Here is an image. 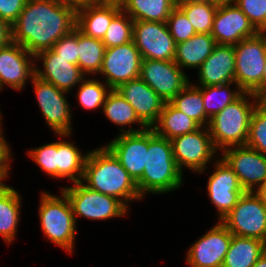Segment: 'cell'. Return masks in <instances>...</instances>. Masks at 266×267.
<instances>
[{
  "instance_id": "obj_1",
  "label": "cell",
  "mask_w": 266,
  "mask_h": 267,
  "mask_svg": "<svg viewBox=\"0 0 266 267\" xmlns=\"http://www.w3.org/2000/svg\"><path fill=\"white\" fill-rule=\"evenodd\" d=\"M76 7L56 0H27L11 26L12 42L35 56L76 27Z\"/></svg>"
},
{
  "instance_id": "obj_52",
  "label": "cell",
  "mask_w": 266,
  "mask_h": 267,
  "mask_svg": "<svg viewBox=\"0 0 266 267\" xmlns=\"http://www.w3.org/2000/svg\"><path fill=\"white\" fill-rule=\"evenodd\" d=\"M122 0H110V3L112 2H117V3H121Z\"/></svg>"
},
{
  "instance_id": "obj_39",
  "label": "cell",
  "mask_w": 266,
  "mask_h": 267,
  "mask_svg": "<svg viewBox=\"0 0 266 267\" xmlns=\"http://www.w3.org/2000/svg\"><path fill=\"white\" fill-rule=\"evenodd\" d=\"M166 23L176 44L187 41L196 34L186 14L179 7L172 10Z\"/></svg>"
},
{
  "instance_id": "obj_13",
  "label": "cell",
  "mask_w": 266,
  "mask_h": 267,
  "mask_svg": "<svg viewBox=\"0 0 266 267\" xmlns=\"http://www.w3.org/2000/svg\"><path fill=\"white\" fill-rule=\"evenodd\" d=\"M221 153L245 192H256L266 183V155L246 145L228 147Z\"/></svg>"
},
{
  "instance_id": "obj_44",
  "label": "cell",
  "mask_w": 266,
  "mask_h": 267,
  "mask_svg": "<svg viewBox=\"0 0 266 267\" xmlns=\"http://www.w3.org/2000/svg\"><path fill=\"white\" fill-rule=\"evenodd\" d=\"M12 41L11 26L0 18V48Z\"/></svg>"
},
{
  "instance_id": "obj_3",
  "label": "cell",
  "mask_w": 266,
  "mask_h": 267,
  "mask_svg": "<svg viewBox=\"0 0 266 267\" xmlns=\"http://www.w3.org/2000/svg\"><path fill=\"white\" fill-rule=\"evenodd\" d=\"M183 175L175 162L171 141L148 128L146 163L142 177L136 182L141 197L178 190L183 185Z\"/></svg>"
},
{
  "instance_id": "obj_34",
  "label": "cell",
  "mask_w": 266,
  "mask_h": 267,
  "mask_svg": "<svg viewBox=\"0 0 266 267\" xmlns=\"http://www.w3.org/2000/svg\"><path fill=\"white\" fill-rule=\"evenodd\" d=\"M79 88V89H78ZM77 88V102L79 106L86 110L102 109L106 96L111 88L102 80L94 78H84Z\"/></svg>"
},
{
  "instance_id": "obj_17",
  "label": "cell",
  "mask_w": 266,
  "mask_h": 267,
  "mask_svg": "<svg viewBox=\"0 0 266 267\" xmlns=\"http://www.w3.org/2000/svg\"><path fill=\"white\" fill-rule=\"evenodd\" d=\"M259 31L233 1H221L216 10L212 37L218 45H236Z\"/></svg>"
},
{
  "instance_id": "obj_6",
  "label": "cell",
  "mask_w": 266,
  "mask_h": 267,
  "mask_svg": "<svg viewBox=\"0 0 266 267\" xmlns=\"http://www.w3.org/2000/svg\"><path fill=\"white\" fill-rule=\"evenodd\" d=\"M65 186L61 191L68 198L76 222L85 217L90 220H109L129 214V208L119 199L92 190L81 181Z\"/></svg>"
},
{
  "instance_id": "obj_41",
  "label": "cell",
  "mask_w": 266,
  "mask_h": 267,
  "mask_svg": "<svg viewBox=\"0 0 266 267\" xmlns=\"http://www.w3.org/2000/svg\"><path fill=\"white\" fill-rule=\"evenodd\" d=\"M59 57L69 60V63L78 65V28L63 36L51 48Z\"/></svg>"
},
{
  "instance_id": "obj_23",
  "label": "cell",
  "mask_w": 266,
  "mask_h": 267,
  "mask_svg": "<svg viewBox=\"0 0 266 267\" xmlns=\"http://www.w3.org/2000/svg\"><path fill=\"white\" fill-rule=\"evenodd\" d=\"M121 10L117 2L79 6L76 9V27L85 35L102 40L111 20Z\"/></svg>"
},
{
  "instance_id": "obj_27",
  "label": "cell",
  "mask_w": 266,
  "mask_h": 267,
  "mask_svg": "<svg viewBox=\"0 0 266 267\" xmlns=\"http://www.w3.org/2000/svg\"><path fill=\"white\" fill-rule=\"evenodd\" d=\"M58 136L63 138L58 140V180L66 178L72 183L82 181L88 151L82 153L78 146L70 142L68 138L71 134H57Z\"/></svg>"
},
{
  "instance_id": "obj_32",
  "label": "cell",
  "mask_w": 266,
  "mask_h": 267,
  "mask_svg": "<svg viewBox=\"0 0 266 267\" xmlns=\"http://www.w3.org/2000/svg\"><path fill=\"white\" fill-rule=\"evenodd\" d=\"M104 52L100 39L91 38L78 29V66L86 77L100 73Z\"/></svg>"
},
{
  "instance_id": "obj_42",
  "label": "cell",
  "mask_w": 266,
  "mask_h": 267,
  "mask_svg": "<svg viewBox=\"0 0 266 267\" xmlns=\"http://www.w3.org/2000/svg\"><path fill=\"white\" fill-rule=\"evenodd\" d=\"M27 0H0V18L12 26L25 7Z\"/></svg>"
},
{
  "instance_id": "obj_18",
  "label": "cell",
  "mask_w": 266,
  "mask_h": 267,
  "mask_svg": "<svg viewBox=\"0 0 266 267\" xmlns=\"http://www.w3.org/2000/svg\"><path fill=\"white\" fill-rule=\"evenodd\" d=\"M34 75V56L20 44L11 41L0 48V91L4 86L21 91Z\"/></svg>"
},
{
  "instance_id": "obj_38",
  "label": "cell",
  "mask_w": 266,
  "mask_h": 267,
  "mask_svg": "<svg viewBox=\"0 0 266 267\" xmlns=\"http://www.w3.org/2000/svg\"><path fill=\"white\" fill-rule=\"evenodd\" d=\"M27 154L47 176L58 179V141L31 148Z\"/></svg>"
},
{
  "instance_id": "obj_40",
  "label": "cell",
  "mask_w": 266,
  "mask_h": 267,
  "mask_svg": "<svg viewBox=\"0 0 266 267\" xmlns=\"http://www.w3.org/2000/svg\"><path fill=\"white\" fill-rule=\"evenodd\" d=\"M259 32H266V0H232Z\"/></svg>"
},
{
  "instance_id": "obj_51",
  "label": "cell",
  "mask_w": 266,
  "mask_h": 267,
  "mask_svg": "<svg viewBox=\"0 0 266 267\" xmlns=\"http://www.w3.org/2000/svg\"><path fill=\"white\" fill-rule=\"evenodd\" d=\"M3 127H2V119L0 120V138L4 135L3 134V129H2Z\"/></svg>"
},
{
  "instance_id": "obj_31",
  "label": "cell",
  "mask_w": 266,
  "mask_h": 267,
  "mask_svg": "<svg viewBox=\"0 0 266 267\" xmlns=\"http://www.w3.org/2000/svg\"><path fill=\"white\" fill-rule=\"evenodd\" d=\"M170 103L179 111L196 121L201 127H208L210 119L205 113L201 86L190 82Z\"/></svg>"
},
{
  "instance_id": "obj_22",
  "label": "cell",
  "mask_w": 266,
  "mask_h": 267,
  "mask_svg": "<svg viewBox=\"0 0 266 267\" xmlns=\"http://www.w3.org/2000/svg\"><path fill=\"white\" fill-rule=\"evenodd\" d=\"M234 45H216L210 56L198 69V82L195 86H217L235 82Z\"/></svg>"
},
{
  "instance_id": "obj_2",
  "label": "cell",
  "mask_w": 266,
  "mask_h": 267,
  "mask_svg": "<svg viewBox=\"0 0 266 267\" xmlns=\"http://www.w3.org/2000/svg\"><path fill=\"white\" fill-rule=\"evenodd\" d=\"M81 182L92 190L116 197L127 207L131 201L143 200L135 180L105 145L88 151Z\"/></svg>"
},
{
  "instance_id": "obj_26",
  "label": "cell",
  "mask_w": 266,
  "mask_h": 267,
  "mask_svg": "<svg viewBox=\"0 0 266 267\" xmlns=\"http://www.w3.org/2000/svg\"><path fill=\"white\" fill-rule=\"evenodd\" d=\"M22 199L20 193L9 185L0 189V236L7 245L14 243L17 237Z\"/></svg>"
},
{
  "instance_id": "obj_15",
  "label": "cell",
  "mask_w": 266,
  "mask_h": 267,
  "mask_svg": "<svg viewBox=\"0 0 266 267\" xmlns=\"http://www.w3.org/2000/svg\"><path fill=\"white\" fill-rule=\"evenodd\" d=\"M174 60L142 59L140 78L164 101L170 102L191 80Z\"/></svg>"
},
{
  "instance_id": "obj_33",
  "label": "cell",
  "mask_w": 266,
  "mask_h": 267,
  "mask_svg": "<svg viewBox=\"0 0 266 267\" xmlns=\"http://www.w3.org/2000/svg\"><path fill=\"white\" fill-rule=\"evenodd\" d=\"M230 85H235L236 88H231ZM201 93L205 113L208 118L211 119L218 112L235 101L243 93V91L235 82H232L217 86H203L201 87Z\"/></svg>"
},
{
  "instance_id": "obj_21",
  "label": "cell",
  "mask_w": 266,
  "mask_h": 267,
  "mask_svg": "<svg viewBox=\"0 0 266 267\" xmlns=\"http://www.w3.org/2000/svg\"><path fill=\"white\" fill-rule=\"evenodd\" d=\"M116 90L148 128L157 122L165 102L140 77L123 83Z\"/></svg>"
},
{
  "instance_id": "obj_29",
  "label": "cell",
  "mask_w": 266,
  "mask_h": 267,
  "mask_svg": "<svg viewBox=\"0 0 266 267\" xmlns=\"http://www.w3.org/2000/svg\"><path fill=\"white\" fill-rule=\"evenodd\" d=\"M265 251V242L233 235L222 267H253Z\"/></svg>"
},
{
  "instance_id": "obj_28",
  "label": "cell",
  "mask_w": 266,
  "mask_h": 267,
  "mask_svg": "<svg viewBox=\"0 0 266 267\" xmlns=\"http://www.w3.org/2000/svg\"><path fill=\"white\" fill-rule=\"evenodd\" d=\"M200 127L196 121L179 111L170 102H165L157 122L151 128L157 135L172 140L194 132Z\"/></svg>"
},
{
  "instance_id": "obj_25",
  "label": "cell",
  "mask_w": 266,
  "mask_h": 267,
  "mask_svg": "<svg viewBox=\"0 0 266 267\" xmlns=\"http://www.w3.org/2000/svg\"><path fill=\"white\" fill-rule=\"evenodd\" d=\"M102 113L111 123L120 127L118 129L121 131V134L140 132L148 128L138 118L133 107L118 93L116 89H111L106 96L102 107ZM137 123L140 127H134L133 129L132 126H135Z\"/></svg>"
},
{
  "instance_id": "obj_8",
  "label": "cell",
  "mask_w": 266,
  "mask_h": 267,
  "mask_svg": "<svg viewBox=\"0 0 266 267\" xmlns=\"http://www.w3.org/2000/svg\"><path fill=\"white\" fill-rule=\"evenodd\" d=\"M170 141L175 162L182 173L185 167L193 173L203 174L214 157L219 155L208 127H200Z\"/></svg>"
},
{
  "instance_id": "obj_4",
  "label": "cell",
  "mask_w": 266,
  "mask_h": 267,
  "mask_svg": "<svg viewBox=\"0 0 266 267\" xmlns=\"http://www.w3.org/2000/svg\"><path fill=\"white\" fill-rule=\"evenodd\" d=\"M258 102L252 93L243 92L235 101L210 119L208 128L217 150L246 145L250 118Z\"/></svg>"
},
{
  "instance_id": "obj_37",
  "label": "cell",
  "mask_w": 266,
  "mask_h": 267,
  "mask_svg": "<svg viewBox=\"0 0 266 267\" xmlns=\"http://www.w3.org/2000/svg\"><path fill=\"white\" fill-rule=\"evenodd\" d=\"M246 146L266 155V103L258 102L253 110Z\"/></svg>"
},
{
  "instance_id": "obj_12",
  "label": "cell",
  "mask_w": 266,
  "mask_h": 267,
  "mask_svg": "<svg viewBox=\"0 0 266 267\" xmlns=\"http://www.w3.org/2000/svg\"><path fill=\"white\" fill-rule=\"evenodd\" d=\"M142 57L134 41L120 46L105 48L99 76L111 88L140 76ZM105 77V78H104Z\"/></svg>"
},
{
  "instance_id": "obj_35",
  "label": "cell",
  "mask_w": 266,
  "mask_h": 267,
  "mask_svg": "<svg viewBox=\"0 0 266 267\" xmlns=\"http://www.w3.org/2000/svg\"><path fill=\"white\" fill-rule=\"evenodd\" d=\"M219 3H190L178 6L187 16L196 33L211 34Z\"/></svg>"
},
{
  "instance_id": "obj_16",
  "label": "cell",
  "mask_w": 266,
  "mask_h": 267,
  "mask_svg": "<svg viewBox=\"0 0 266 267\" xmlns=\"http://www.w3.org/2000/svg\"><path fill=\"white\" fill-rule=\"evenodd\" d=\"M214 163V172L207 181V194L217 211V221H221L237 204L245 193L238 177L228 164L219 156Z\"/></svg>"
},
{
  "instance_id": "obj_19",
  "label": "cell",
  "mask_w": 266,
  "mask_h": 267,
  "mask_svg": "<svg viewBox=\"0 0 266 267\" xmlns=\"http://www.w3.org/2000/svg\"><path fill=\"white\" fill-rule=\"evenodd\" d=\"M105 146L135 182L142 177L148 151V128L135 133H120Z\"/></svg>"
},
{
  "instance_id": "obj_36",
  "label": "cell",
  "mask_w": 266,
  "mask_h": 267,
  "mask_svg": "<svg viewBox=\"0 0 266 267\" xmlns=\"http://www.w3.org/2000/svg\"><path fill=\"white\" fill-rule=\"evenodd\" d=\"M133 19L121 10L112 20L101 40L105 48L120 46L133 41Z\"/></svg>"
},
{
  "instance_id": "obj_45",
  "label": "cell",
  "mask_w": 266,
  "mask_h": 267,
  "mask_svg": "<svg viewBox=\"0 0 266 267\" xmlns=\"http://www.w3.org/2000/svg\"><path fill=\"white\" fill-rule=\"evenodd\" d=\"M252 94L258 99L259 102L266 103V65L261 85Z\"/></svg>"
},
{
  "instance_id": "obj_48",
  "label": "cell",
  "mask_w": 266,
  "mask_h": 267,
  "mask_svg": "<svg viewBox=\"0 0 266 267\" xmlns=\"http://www.w3.org/2000/svg\"><path fill=\"white\" fill-rule=\"evenodd\" d=\"M257 195L261 198L263 204L266 206V183L256 191Z\"/></svg>"
},
{
  "instance_id": "obj_46",
  "label": "cell",
  "mask_w": 266,
  "mask_h": 267,
  "mask_svg": "<svg viewBox=\"0 0 266 267\" xmlns=\"http://www.w3.org/2000/svg\"><path fill=\"white\" fill-rule=\"evenodd\" d=\"M220 3L221 0H174L175 6L187 5L190 3Z\"/></svg>"
},
{
  "instance_id": "obj_30",
  "label": "cell",
  "mask_w": 266,
  "mask_h": 267,
  "mask_svg": "<svg viewBox=\"0 0 266 267\" xmlns=\"http://www.w3.org/2000/svg\"><path fill=\"white\" fill-rule=\"evenodd\" d=\"M121 9L133 20L167 22L174 0H122Z\"/></svg>"
},
{
  "instance_id": "obj_20",
  "label": "cell",
  "mask_w": 266,
  "mask_h": 267,
  "mask_svg": "<svg viewBox=\"0 0 266 267\" xmlns=\"http://www.w3.org/2000/svg\"><path fill=\"white\" fill-rule=\"evenodd\" d=\"M34 60L35 76L67 93H71L70 91L86 77L78 65L69 63V60L59 57L52 49L37 53ZM41 61L42 69L38 64Z\"/></svg>"
},
{
  "instance_id": "obj_24",
  "label": "cell",
  "mask_w": 266,
  "mask_h": 267,
  "mask_svg": "<svg viewBox=\"0 0 266 267\" xmlns=\"http://www.w3.org/2000/svg\"><path fill=\"white\" fill-rule=\"evenodd\" d=\"M211 34L196 33L187 41L176 44L174 61L181 68L198 69L216 46Z\"/></svg>"
},
{
  "instance_id": "obj_49",
  "label": "cell",
  "mask_w": 266,
  "mask_h": 267,
  "mask_svg": "<svg viewBox=\"0 0 266 267\" xmlns=\"http://www.w3.org/2000/svg\"><path fill=\"white\" fill-rule=\"evenodd\" d=\"M253 267H266V251L258 258Z\"/></svg>"
},
{
  "instance_id": "obj_50",
  "label": "cell",
  "mask_w": 266,
  "mask_h": 267,
  "mask_svg": "<svg viewBox=\"0 0 266 267\" xmlns=\"http://www.w3.org/2000/svg\"><path fill=\"white\" fill-rule=\"evenodd\" d=\"M56 1L73 5L76 8L80 6V0H56Z\"/></svg>"
},
{
  "instance_id": "obj_47",
  "label": "cell",
  "mask_w": 266,
  "mask_h": 267,
  "mask_svg": "<svg viewBox=\"0 0 266 267\" xmlns=\"http://www.w3.org/2000/svg\"><path fill=\"white\" fill-rule=\"evenodd\" d=\"M110 0H80V6L86 4H108Z\"/></svg>"
},
{
  "instance_id": "obj_10",
  "label": "cell",
  "mask_w": 266,
  "mask_h": 267,
  "mask_svg": "<svg viewBox=\"0 0 266 267\" xmlns=\"http://www.w3.org/2000/svg\"><path fill=\"white\" fill-rule=\"evenodd\" d=\"M31 83L41 114L46 124L57 134H72V108L67 93L53 84L33 76Z\"/></svg>"
},
{
  "instance_id": "obj_14",
  "label": "cell",
  "mask_w": 266,
  "mask_h": 267,
  "mask_svg": "<svg viewBox=\"0 0 266 267\" xmlns=\"http://www.w3.org/2000/svg\"><path fill=\"white\" fill-rule=\"evenodd\" d=\"M233 234L218 221L186 251L189 267H222Z\"/></svg>"
},
{
  "instance_id": "obj_7",
  "label": "cell",
  "mask_w": 266,
  "mask_h": 267,
  "mask_svg": "<svg viewBox=\"0 0 266 267\" xmlns=\"http://www.w3.org/2000/svg\"><path fill=\"white\" fill-rule=\"evenodd\" d=\"M235 83L243 92L253 93L260 85L266 65V32L234 45Z\"/></svg>"
},
{
  "instance_id": "obj_5",
  "label": "cell",
  "mask_w": 266,
  "mask_h": 267,
  "mask_svg": "<svg viewBox=\"0 0 266 267\" xmlns=\"http://www.w3.org/2000/svg\"><path fill=\"white\" fill-rule=\"evenodd\" d=\"M60 193L59 197L49 191L41 192L38 219L45 239L72 254L75 252L77 222L68 198L62 191Z\"/></svg>"
},
{
  "instance_id": "obj_9",
  "label": "cell",
  "mask_w": 266,
  "mask_h": 267,
  "mask_svg": "<svg viewBox=\"0 0 266 267\" xmlns=\"http://www.w3.org/2000/svg\"><path fill=\"white\" fill-rule=\"evenodd\" d=\"M221 222L233 235L266 243V206L256 192H245Z\"/></svg>"
},
{
  "instance_id": "obj_54",
  "label": "cell",
  "mask_w": 266,
  "mask_h": 267,
  "mask_svg": "<svg viewBox=\"0 0 266 267\" xmlns=\"http://www.w3.org/2000/svg\"><path fill=\"white\" fill-rule=\"evenodd\" d=\"M2 111L0 110V120H1V118H2V113H1Z\"/></svg>"
},
{
  "instance_id": "obj_53",
  "label": "cell",
  "mask_w": 266,
  "mask_h": 267,
  "mask_svg": "<svg viewBox=\"0 0 266 267\" xmlns=\"http://www.w3.org/2000/svg\"><path fill=\"white\" fill-rule=\"evenodd\" d=\"M4 186V184L0 181V189Z\"/></svg>"
},
{
  "instance_id": "obj_11",
  "label": "cell",
  "mask_w": 266,
  "mask_h": 267,
  "mask_svg": "<svg viewBox=\"0 0 266 267\" xmlns=\"http://www.w3.org/2000/svg\"><path fill=\"white\" fill-rule=\"evenodd\" d=\"M133 41L142 59L172 61L175 58L176 43L166 22L134 20Z\"/></svg>"
},
{
  "instance_id": "obj_43",
  "label": "cell",
  "mask_w": 266,
  "mask_h": 267,
  "mask_svg": "<svg viewBox=\"0 0 266 267\" xmlns=\"http://www.w3.org/2000/svg\"><path fill=\"white\" fill-rule=\"evenodd\" d=\"M4 135L0 138V181L4 182L10 177L12 149Z\"/></svg>"
}]
</instances>
